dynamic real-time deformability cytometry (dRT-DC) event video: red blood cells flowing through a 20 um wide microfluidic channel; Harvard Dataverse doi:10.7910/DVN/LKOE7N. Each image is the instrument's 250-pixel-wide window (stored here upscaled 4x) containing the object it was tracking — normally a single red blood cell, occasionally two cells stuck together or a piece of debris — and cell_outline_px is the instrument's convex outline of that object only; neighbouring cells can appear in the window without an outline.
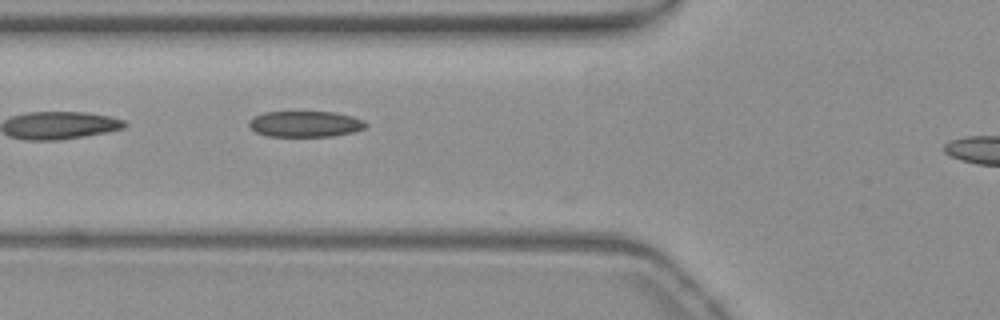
{"species": "common noctule bat (a hibernating species)", "species_latin": "Nyctalus noctula", "temperature_condition": "warm", "stored_images_in_passage": 13, "camera_frame_rate_fps": 3000, "um_per_image_px": 0.085, "animal": {"sex": "female", "body_mass_g": 19.3, "forearm_length_mm": 54.1}, "frame": {"image": 1, "passage_image": 11, "time_ms": 3.333, "image_size_px": [1000, 320], "cell_outline_px": [[368, 124], [364, 128], [352, 132], [332, 136], [268, 136], [256, 132], [248, 124], [248, 120], [264, 112], [332, 112], [352, 116], [364, 120]], "centroid_in_image_um": [25.95, 10.53], "position_along_channel_um": 99.9, "area_um2": 17.51}}